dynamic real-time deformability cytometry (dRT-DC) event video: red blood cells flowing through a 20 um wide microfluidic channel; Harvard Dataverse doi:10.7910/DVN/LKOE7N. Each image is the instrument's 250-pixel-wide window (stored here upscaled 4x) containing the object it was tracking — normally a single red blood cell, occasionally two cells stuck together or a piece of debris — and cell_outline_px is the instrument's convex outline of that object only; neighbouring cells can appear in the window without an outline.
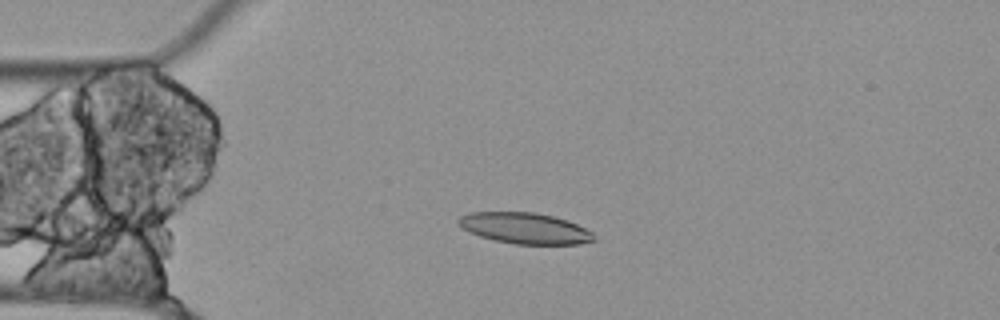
{"species": "Egyptian fruit bat (a non-hibernating species)", "species_latin": "Rousettus aegyptiacus", "temperature_condition": "cold", "stored_images_in_passage": 54, "camera_frame_rate_fps": 3000, "um_per_image_px": 0.085, "animal": {"sex": "female"}, "frame": {"image": 1, "passage_image": 12, "time_ms": 3.667, "image_size_px": [1000, 320], "cell_outline_px": [[596, 240], [580, 244], [516, 244], [496, 240], [480, 236], [468, 232], [456, 224], [456, 220], [460, 216], [468, 212], [536, 212], [568, 220], [592, 232]], "centroid_in_image_um": [44.58, 19.39], "position_along_channel_um": 40.4, "area_um2": 24.57}}
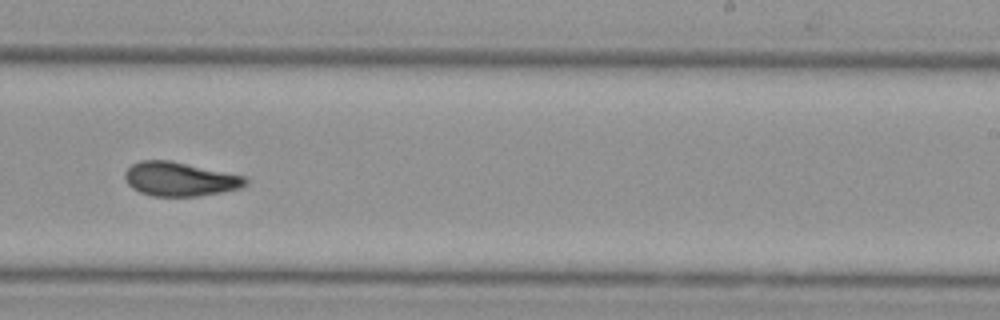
{"frame": {"image": 2, "passage_image": 33, "time_ms": 10.667, "image_size_px": [1000, 320], "cell_outline_px": [[248, 184], [244, 188], [196, 196], [152, 196], [140, 192], [132, 188], [128, 184], [124, 176], [124, 172], [132, 164], [140, 160], [168, 160], [244, 176], [248, 180]], "centroid_in_image_um": [15.28, 15.23], "position_along_channel_um": 273.7, "area_um2": 23.81}}
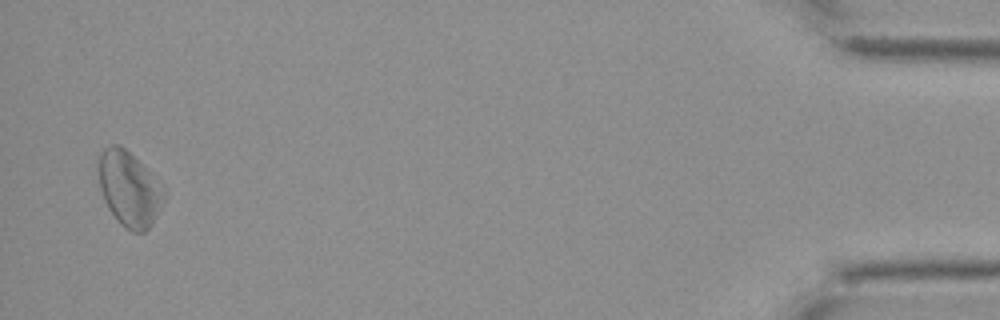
{"frame": {"image": 3, "passage_image": 53, "time_ms": 17.333, "image_size_px": [1000, 320], "cell_outline_px": [[168, 196], [148, 228], [144, 232], [132, 232], [124, 228], [116, 220], [108, 208], [104, 200], [100, 188], [100, 152], [104, 148], [112, 144], [120, 144], [144, 164], [168, 192]], "centroid_in_image_um": [11.03, 16.05], "position_along_channel_um": 424.2, "area_um2": 28.84}, "authors_computed_cell_mechanics": {"area_um2": 24.6228, "velocity_mm_per_s": 3.5232, "shape_relaxation_time_tau1_ms": null, "shape_relaxation_time_tau2_ms": 7.5201, "deformation_change_tau1": null, "deformation_change_tau2": 0.1562}}